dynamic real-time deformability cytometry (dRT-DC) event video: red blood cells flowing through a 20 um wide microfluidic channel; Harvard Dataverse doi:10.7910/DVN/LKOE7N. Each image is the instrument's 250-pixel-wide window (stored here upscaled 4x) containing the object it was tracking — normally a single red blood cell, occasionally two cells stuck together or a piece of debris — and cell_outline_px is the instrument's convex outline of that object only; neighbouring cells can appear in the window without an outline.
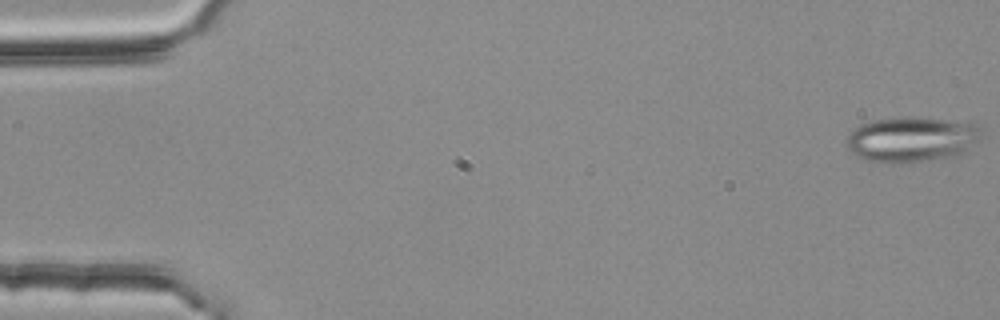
{"species": "common noctule bat (a hibernating species)", "species_latin": "Nyctalus noctula", "temperature_condition": "room temperature", "stored_images_in_passage": 7, "camera_frame_rate_fps": 3000, "um_per_image_px": 0.085, "animal": {"sex": "female", "body_mass_g": 25.1}, "frame": {"image": 1, "passage_image": 1, "time_ms": 0.0, "image_size_px": [1000, 320], "cell_outline_px": [[980, 140], [964, 152], [956, 156], [900, 164], [868, 160], [856, 156], [844, 144], [848, 136], [860, 124], [876, 120], [908, 116], [968, 120], [980, 124]], "centroid_in_image_um": [77.56, 11.82], "position_along_channel_um": 7.4, "area_um2": 36.24}}